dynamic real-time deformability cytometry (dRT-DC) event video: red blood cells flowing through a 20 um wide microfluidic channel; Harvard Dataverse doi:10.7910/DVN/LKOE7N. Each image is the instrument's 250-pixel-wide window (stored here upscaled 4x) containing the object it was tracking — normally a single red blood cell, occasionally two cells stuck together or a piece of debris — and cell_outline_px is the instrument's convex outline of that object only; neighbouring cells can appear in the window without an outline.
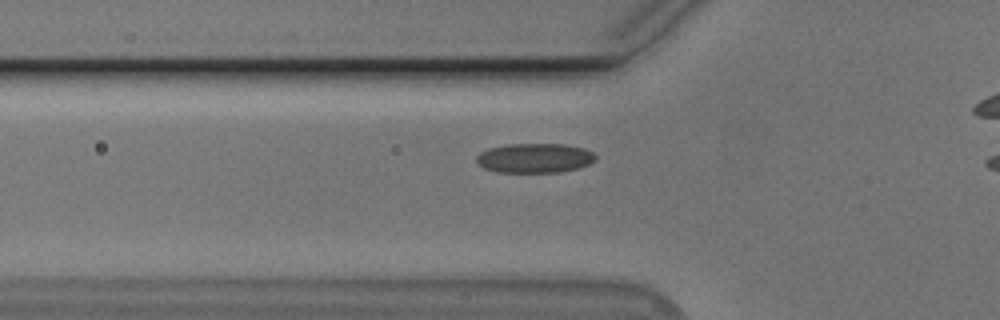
{"species": "Egyptian fruit bat (a non-hibernating species)", "species_latin": "Rousettus aegyptiacus", "temperature_condition": "cold", "stored_images_in_passage": 33, "camera_frame_rate_fps": 3000, "um_per_image_px": 0.085, "animal": {"sex": "male"}, "frame": {"image": 1, "passage_image": 4, "time_ms": 1.0, "image_size_px": [1000, 320], "cell_outline_px": [[596, 160], [588, 164], [576, 168], [560, 172], [496, 172], [484, 168], [476, 164], [476, 156], [480, 152], [488, 148], [508, 144], [564, 144], [584, 148], [592, 152], [596, 156]], "centroid_in_image_um": [45.41, 13.43], "position_along_channel_um": 80.4, "area_um2": 20.58}}
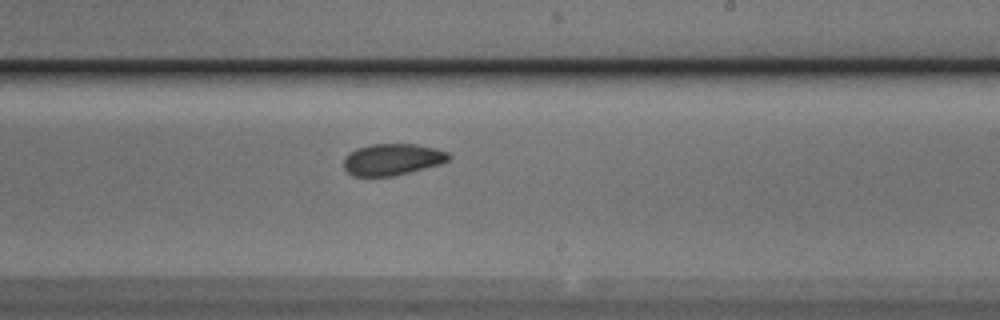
{"frame": {"image": 2, "passage_image": 18, "time_ms": 5.667, "image_size_px": [1000, 320], "cell_outline_px": [[452, 156], [448, 160], [440, 164], [392, 176], [352, 176], [344, 168], [344, 156], [356, 148], [372, 144], [416, 144], [436, 148], [448, 152]], "centroid_in_image_um": [33.34, 13.54], "position_along_channel_um": 255.7, "area_um2": 19.31}}
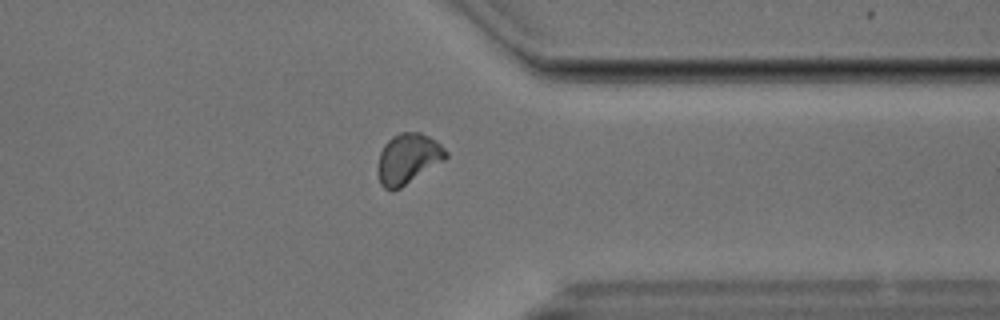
{"frame": {"image": 3, "passage_image": 28, "time_ms": 9.0, "image_size_px": [1000, 320], "cell_outline_px": [[448, 156], [444, 160], [400, 188], [392, 192], [384, 188], [380, 184], [376, 172], [376, 168], [380, 152], [384, 144], [392, 136], [400, 132], [420, 132], [436, 140], [448, 152]], "centroid_in_image_um": [34.64, 13.5], "position_along_channel_um": 376.8, "area_um2": 20.17}}